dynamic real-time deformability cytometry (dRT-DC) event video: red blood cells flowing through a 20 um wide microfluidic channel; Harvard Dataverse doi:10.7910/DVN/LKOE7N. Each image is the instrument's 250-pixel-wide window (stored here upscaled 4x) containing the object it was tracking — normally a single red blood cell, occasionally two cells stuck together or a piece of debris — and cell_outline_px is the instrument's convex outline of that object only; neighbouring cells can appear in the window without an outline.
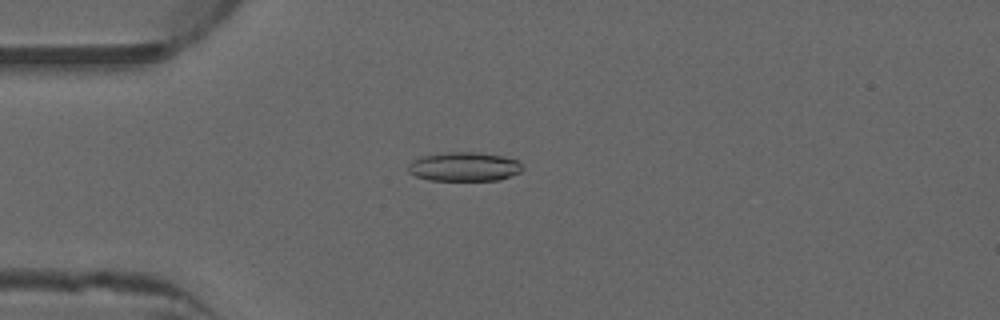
{"species": "common noctule bat (a hibernating species)", "species_latin": "Nyctalus noctula", "temperature_condition": "warm", "stored_images_in_passage": 48, "camera_frame_rate_fps": 3000, "um_per_image_px": 0.085, "animal": {"sex": "male", "forearm_length_mm": 52.5}, "frame": {"image": 1, "passage_image": 14, "time_ms": 4.333, "image_size_px": [1000, 320], "cell_outline_px": [[524, 168], [520, 172], [500, 180], [428, 180], [416, 176], [408, 172], [408, 164], [412, 160], [420, 156], [444, 152], [480, 152], [520, 160]], "centroid_in_image_um": [39.45, 14.16], "position_along_channel_um": 45.5, "area_um2": 19.59}}
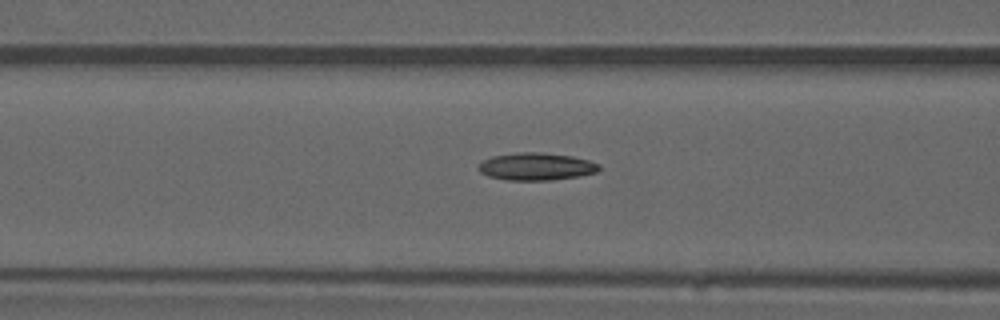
{"frame": {"image": 2, "passage_image": 21, "time_ms": 6.667, "image_size_px": [1000, 320], "cell_outline_px": [[600, 168], [596, 172], [580, 176], [552, 180], [508, 180], [488, 176], [480, 172], [476, 168], [484, 160], [492, 156], [516, 152], [540, 152], [572, 156], [588, 160], [600, 164]], "centroid_in_image_um": [45.57, 14.15], "position_along_channel_um": 121.0, "area_um2": 19.36}}
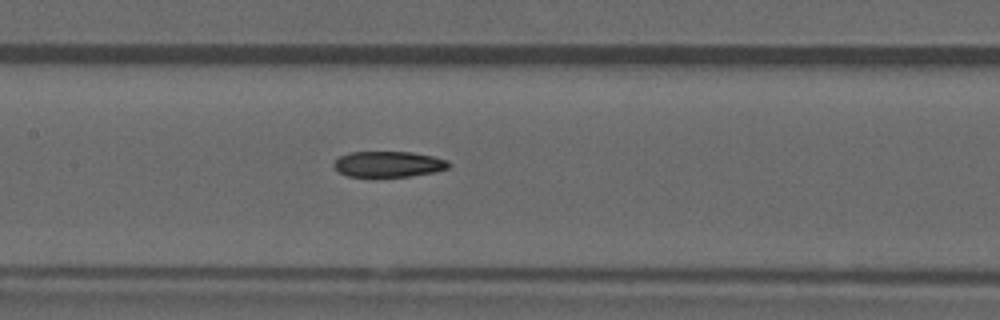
{"frame": {"image": 3, "passage_image": 25, "time_ms": 8.0, "image_size_px": [1000, 320], "cell_outline_px": [[452, 164], [448, 168], [436, 172], [408, 176], [348, 176], [340, 172], [332, 164], [340, 156], [348, 152], [412, 152], [432, 156], [448, 160]], "centroid_in_image_um": [33.05, 13.94], "position_along_channel_um": 174.3, "area_um2": 17.17}, "authors_computed_cell_mechanics": {"area_um2": 18.5538, "velocity_mm_per_s": 3.9872, "shape_relaxation_time_tau1_ms": null, "shape_relaxation_time_tau2_ms": 8.4722, "deformation_change_tau1": null, "deformation_change_tau2": 0.1924}}